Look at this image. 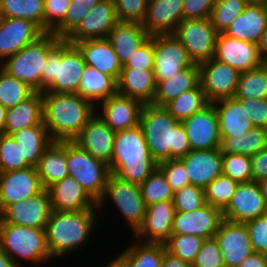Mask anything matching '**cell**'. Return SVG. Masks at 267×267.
Returning a JSON list of instances; mask_svg holds the SVG:
<instances>
[{
    "instance_id": "6da1fadb",
    "label": "cell",
    "mask_w": 267,
    "mask_h": 267,
    "mask_svg": "<svg viewBox=\"0 0 267 267\" xmlns=\"http://www.w3.org/2000/svg\"><path fill=\"white\" fill-rule=\"evenodd\" d=\"M149 152L157 162L181 159L191 151L184 125L164 106H143L139 123Z\"/></svg>"
},
{
    "instance_id": "7a4b0ae2",
    "label": "cell",
    "mask_w": 267,
    "mask_h": 267,
    "mask_svg": "<svg viewBox=\"0 0 267 267\" xmlns=\"http://www.w3.org/2000/svg\"><path fill=\"white\" fill-rule=\"evenodd\" d=\"M98 209L79 211L52 210L45 226L52 260L66 257L86 246L98 225ZM97 212V213H96Z\"/></svg>"
},
{
    "instance_id": "3957f363",
    "label": "cell",
    "mask_w": 267,
    "mask_h": 267,
    "mask_svg": "<svg viewBox=\"0 0 267 267\" xmlns=\"http://www.w3.org/2000/svg\"><path fill=\"white\" fill-rule=\"evenodd\" d=\"M43 124L53 141H73L89 119L96 106L77 93L42 92Z\"/></svg>"
},
{
    "instance_id": "277c9868",
    "label": "cell",
    "mask_w": 267,
    "mask_h": 267,
    "mask_svg": "<svg viewBox=\"0 0 267 267\" xmlns=\"http://www.w3.org/2000/svg\"><path fill=\"white\" fill-rule=\"evenodd\" d=\"M111 173L141 185L157 167L140 125L116 132L113 144Z\"/></svg>"
},
{
    "instance_id": "5b68a950",
    "label": "cell",
    "mask_w": 267,
    "mask_h": 267,
    "mask_svg": "<svg viewBox=\"0 0 267 267\" xmlns=\"http://www.w3.org/2000/svg\"><path fill=\"white\" fill-rule=\"evenodd\" d=\"M85 66L78 47L63 39L48 55L41 92L77 93Z\"/></svg>"
},
{
    "instance_id": "8992f818",
    "label": "cell",
    "mask_w": 267,
    "mask_h": 267,
    "mask_svg": "<svg viewBox=\"0 0 267 267\" xmlns=\"http://www.w3.org/2000/svg\"><path fill=\"white\" fill-rule=\"evenodd\" d=\"M44 229L0 222V248L19 267H25L23 264L26 262L32 263L31 266L47 265L53 260L47 246ZM21 260L24 263H21Z\"/></svg>"
},
{
    "instance_id": "52a82bcc",
    "label": "cell",
    "mask_w": 267,
    "mask_h": 267,
    "mask_svg": "<svg viewBox=\"0 0 267 267\" xmlns=\"http://www.w3.org/2000/svg\"><path fill=\"white\" fill-rule=\"evenodd\" d=\"M53 32H45L36 41L7 58L0 67L9 75L25 82L36 92H41L43 71L49 53L62 41Z\"/></svg>"
},
{
    "instance_id": "ba28073f",
    "label": "cell",
    "mask_w": 267,
    "mask_h": 267,
    "mask_svg": "<svg viewBox=\"0 0 267 267\" xmlns=\"http://www.w3.org/2000/svg\"><path fill=\"white\" fill-rule=\"evenodd\" d=\"M109 201L120 212L119 216L122 215L121 217L126 221V224L129 225L128 228L134 234L143 223L147 210L139 185L121 179L111 173L104 194L97 203V208L100 213V210Z\"/></svg>"
},
{
    "instance_id": "9c48e42d",
    "label": "cell",
    "mask_w": 267,
    "mask_h": 267,
    "mask_svg": "<svg viewBox=\"0 0 267 267\" xmlns=\"http://www.w3.org/2000/svg\"><path fill=\"white\" fill-rule=\"evenodd\" d=\"M67 167L69 176L77 180L88 195L98 203L111 174L110 166L94 158L75 142L67 141Z\"/></svg>"
},
{
    "instance_id": "30bf717a",
    "label": "cell",
    "mask_w": 267,
    "mask_h": 267,
    "mask_svg": "<svg viewBox=\"0 0 267 267\" xmlns=\"http://www.w3.org/2000/svg\"><path fill=\"white\" fill-rule=\"evenodd\" d=\"M217 34L209 18L183 20L173 32L198 65L213 58Z\"/></svg>"
},
{
    "instance_id": "8fae6325",
    "label": "cell",
    "mask_w": 267,
    "mask_h": 267,
    "mask_svg": "<svg viewBox=\"0 0 267 267\" xmlns=\"http://www.w3.org/2000/svg\"><path fill=\"white\" fill-rule=\"evenodd\" d=\"M153 51L156 84L194 64L187 50L173 34L154 35Z\"/></svg>"
},
{
    "instance_id": "7c38bea8",
    "label": "cell",
    "mask_w": 267,
    "mask_h": 267,
    "mask_svg": "<svg viewBox=\"0 0 267 267\" xmlns=\"http://www.w3.org/2000/svg\"><path fill=\"white\" fill-rule=\"evenodd\" d=\"M200 84L210 103L234 97L240 72L215 58L199 64Z\"/></svg>"
},
{
    "instance_id": "4fadbf2b",
    "label": "cell",
    "mask_w": 267,
    "mask_h": 267,
    "mask_svg": "<svg viewBox=\"0 0 267 267\" xmlns=\"http://www.w3.org/2000/svg\"><path fill=\"white\" fill-rule=\"evenodd\" d=\"M225 220L246 223L265 215L267 202L258 182L239 183L228 205L222 210Z\"/></svg>"
},
{
    "instance_id": "5bb4252c",
    "label": "cell",
    "mask_w": 267,
    "mask_h": 267,
    "mask_svg": "<svg viewBox=\"0 0 267 267\" xmlns=\"http://www.w3.org/2000/svg\"><path fill=\"white\" fill-rule=\"evenodd\" d=\"M35 167L0 172V214L9 206L43 190Z\"/></svg>"
},
{
    "instance_id": "9a60e30c",
    "label": "cell",
    "mask_w": 267,
    "mask_h": 267,
    "mask_svg": "<svg viewBox=\"0 0 267 267\" xmlns=\"http://www.w3.org/2000/svg\"><path fill=\"white\" fill-rule=\"evenodd\" d=\"M118 22L113 1L100 0L64 40L75 44L85 40L107 38L109 31Z\"/></svg>"
},
{
    "instance_id": "2e32d148",
    "label": "cell",
    "mask_w": 267,
    "mask_h": 267,
    "mask_svg": "<svg viewBox=\"0 0 267 267\" xmlns=\"http://www.w3.org/2000/svg\"><path fill=\"white\" fill-rule=\"evenodd\" d=\"M223 220V211L210 204L193 211H175L172 234H190L203 239L214 238Z\"/></svg>"
},
{
    "instance_id": "e0dca14e",
    "label": "cell",
    "mask_w": 267,
    "mask_h": 267,
    "mask_svg": "<svg viewBox=\"0 0 267 267\" xmlns=\"http://www.w3.org/2000/svg\"><path fill=\"white\" fill-rule=\"evenodd\" d=\"M213 58L227 63L241 72L260 66L266 60L262 57L258 44L217 34Z\"/></svg>"
},
{
    "instance_id": "ac0fdd59",
    "label": "cell",
    "mask_w": 267,
    "mask_h": 267,
    "mask_svg": "<svg viewBox=\"0 0 267 267\" xmlns=\"http://www.w3.org/2000/svg\"><path fill=\"white\" fill-rule=\"evenodd\" d=\"M52 212L48 189H43L29 199L9 205L1 214L0 222L20 226L45 228Z\"/></svg>"
},
{
    "instance_id": "d6986e66",
    "label": "cell",
    "mask_w": 267,
    "mask_h": 267,
    "mask_svg": "<svg viewBox=\"0 0 267 267\" xmlns=\"http://www.w3.org/2000/svg\"><path fill=\"white\" fill-rule=\"evenodd\" d=\"M184 125L191 150L219 148V118L213 103L181 122Z\"/></svg>"
},
{
    "instance_id": "ffe728a7",
    "label": "cell",
    "mask_w": 267,
    "mask_h": 267,
    "mask_svg": "<svg viewBox=\"0 0 267 267\" xmlns=\"http://www.w3.org/2000/svg\"><path fill=\"white\" fill-rule=\"evenodd\" d=\"M174 214L173 200L147 206L143 223L132 236L140 242L164 244L172 235Z\"/></svg>"
},
{
    "instance_id": "44dd1931",
    "label": "cell",
    "mask_w": 267,
    "mask_h": 267,
    "mask_svg": "<svg viewBox=\"0 0 267 267\" xmlns=\"http://www.w3.org/2000/svg\"><path fill=\"white\" fill-rule=\"evenodd\" d=\"M214 238L219 244L225 267L240 265L254 252L245 223L224 219Z\"/></svg>"
},
{
    "instance_id": "7402d4cb",
    "label": "cell",
    "mask_w": 267,
    "mask_h": 267,
    "mask_svg": "<svg viewBox=\"0 0 267 267\" xmlns=\"http://www.w3.org/2000/svg\"><path fill=\"white\" fill-rule=\"evenodd\" d=\"M115 135L116 132L95 112L73 142L94 158L110 165Z\"/></svg>"
},
{
    "instance_id": "603a6c76",
    "label": "cell",
    "mask_w": 267,
    "mask_h": 267,
    "mask_svg": "<svg viewBox=\"0 0 267 267\" xmlns=\"http://www.w3.org/2000/svg\"><path fill=\"white\" fill-rule=\"evenodd\" d=\"M44 33L33 21L0 17V64Z\"/></svg>"
},
{
    "instance_id": "cb8c5ba5",
    "label": "cell",
    "mask_w": 267,
    "mask_h": 267,
    "mask_svg": "<svg viewBox=\"0 0 267 267\" xmlns=\"http://www.w3.org/2000/svg\"><path fill=\"white\" fill-rule=\"evenodd\" d=\"M143 106L138 100L116 93L99 103L96 112L114 132H118L139 125Z\"/></svg>"
},
{
    "instance_id": "d4e9b609",
    "label": "cell",
    "mask_w": 267,
    "mask_h": 267,
    "mask_svg": "<svg viewBox=\"0 0 267 267\" xmlns=\"http://www.w3.org/2000/svg\"><path fill=\"white\" fill-rule=\"evenodd\" d=\"M183 0H148L142 26L150 36L173 34L183 21Z\"/></svg>"
},
{
    "instance_id": "484cf974",
    "label": "cell",
    "mask_w": 267,
    "mask_h": 267,
    "mask_svg": "<svg viewBox=\"0 0 267 267\" xmlns=\"http://www.w3.org/2000/svg\"><path fill=\"white\" fill-rule=\"evenodd\" d=\"M179 160L185 166L190 184L203 189L222 174V153L219 148L191 150Z\"/></svg>"
},
{
    "instance_id": "4316f807",
    "label": "cell",
    "mask_w": 267,
    "mask_h": 267,
    "mask_svg": "<svg viewBox=\"0 0 267 267\" xmlns=\"http://www.w3.org/2000/svg\"><path fill=\"white\" fill-rule=\"evenodd\" d=\"M52 210L79 211L98 209L97 203L88 195L77 180L66 177L48 188Z\"/></svg>"
},
{
    "instance_id": "83f0119b",
    "label": "cell",
    "mask_w": 267,
    "mask_h": 267,
    "mask_svg": "<svg viewBox=\"0 0 267 267\" xmlns=\"http://www.w3.org/2000/svg\"><path fill=\"white\" fill-rule=\"evenodd\" d=\"M75 45L82 53L86 65L118 80L123 65L107 38L85 40L76 42Z\"/></svg>"
},
{
    "instance_id": "f1b7e54d",
    "label": "cell",
    "mask_w": 267,
    "mask_h": 267,
    "mask_svg": "<svg viewBox=\"0 0 267 267\" xmlns=\"http://www.w3.org/2000/svg\"><path fill=\"white\" fill-rule=\"evenodd\" d=\"M219 118L220 137H242L254 127L240 101L234 97L213 102Z\"/></svg>"
},
{
    "instance_id": "f546056e",
    "label": "cell",
    "mask_w": 267,
    "mask_h": 267,
    "mask_svg": "<svg viewBox=\"0 0 267 267\" xmlns=\"http://www.w3.org/2000/svg\"><path fill=\"white\" fill-rule=\"evenodd\" d=\"M156 92L153 70L122 69L117 80V94L152 104Z\"/></svg>"
},
{
    "instance_id": "4dcf8cb0",
    "label": "cell",
    "mask_w": 267,
    "mask_h": 267,
    "mask_svg": "<svg viewBox=\"0 0 267 267\" xmlns=\"http://www.w3.org/2000/svg\"><path fill=\"white\" fill-rule=\"evenodd\" d=\"M266 27L267 12L264 5L248 4L223 34L258 44Z\"/></svg>"
},
{
    "instance_id": "1f68e13d",
    "label": "cell",
    "mask_w": 267,
    "mask_h": 267,
    "mask_svg": "<svg viewBox=\"0 0 267 267\" xmlns=\"http://www.w3.org/2000/svg\"><path fill=\"white\" fill-rule=\"evenodd\" d=\"M149 37L140 23L118 22L109 31L107 39L123 65Z\"/></svg>"
},
{
    "instance_id": "d6a6232c",
    "label": "cell",
    "mask_w": 267,
    "mask_h": 267,
    "mask_svg": "<svg viewBox=\"0 0 267 267\" xmlns=\"http://www.w3.org/2000/svg\"><path fill=\"white\" fill-rule=\"evenodd\" d=\"M43 188L69 176L67 141H53L44 150L36 167Z\"/></svg>"
},
{
    "instance_id": "836d02e7",
    "label": "cell",
    "mask_w": 267,
    "mask_h": 267,
    "mask_svg": "<svg viewBox=\"0 0 267 267\" xmlns=\"http://www.w3.org/2000/svg\"><path fill=\"white\" fill-rule=\"evenodd\" d=\"M38 125H44L42 92H35L27 100L7 109L5 134L11 135L23 128Z\"/></svg>"
},
{
    "instance_id": "e575fe53",
    "label": "cell",
    "mask_w": 267,
    "mask_h": 267,
    "mask_svg": "<svg viewBox=\"0 0 267 267\" xmlns=\"http://www.w3.org/2000/svg\"><path fill=\"white\" fill-rule=\"evenodd\" d=\"M200 84V70L198 64H193L171 78L156 84V92L152 104L165 106L172 99L185 91L196 88Z\"/></svg>"
},
{
    "instance_id": "d590c367",
    "label": "cell",
    "mask_w": 267,
    "mask_h": 267,
    "mask_svg": "<svg viewBox=\"0 0 267 267\" xmlns=\"http://www.w3.org/2000/svg\"><path fill=\"white\" fill-rule=\"evenodd\" d=\"M117 93V81L110 75L86 65L79 83L77 94L97 106Z\"/></svg>"
},
{
    "instance_id": "8d00e7d4",
    "label": "cell",
    "mask_w": 267,
    "mask_h": 267,
    "mask_svg": "<svg viewBox=\"0 0 267 267\" xmlns=\"http://www.w3.org/2000/svg\"><path fill=\"white\" fill-rule=\"evenodd\" d=\"M11 136L20 145L26 163L35 168L44 150L53 142L45 125L23 128Z\"/></svg>"
},
{
    "instance_id": "74e56055",
    "label": "cell",
    "mask_w": 267,
    "mask_h": 267,
    "mask_svg": "<svg viewBox=\"0 0 267 267\" xmlns=\"http://www.w3.org/2000/svg\"><path fill=\"white\" fill-rule=\"evenodd\" d=\"M117 256L125 267H162L165 245L161 243H144L134 238L133 242Z\"/></svg>"
},
{
    "instance_id": "f35d334b",
    "label": "cell",
    "mask_w": 267,
    "mask_h": 267,
    "mask_svg": "<svg viewBox=\"0 0 267 267\" xmlns=\"http://www.w3.org/2000/svg\"><path fill=\"white\" fill-rule=\"evenodd\" d=\"M219 150L222 154H242L251 157L267 148V129H249L242 137H220Z\"/></svg>"
},
{
    "instance_id": "ab89813d",
    "label": "cell",
    "mask_w": 267,
    "mask_h": 267,
    "mask_svg": "<svg viewBox=\"0 0 267 267\" xmlns=\"http://www.w3.org/2000/svg\"><path fill=\"white\" fill-rule=\"evenodd\" d=\"M234 98L267 99V61L256 68L240 73Z\"/></svg>"
},
{
    "instance_id": "60d3db41",
    "label": "cell",
    "mask_w": 267,
    "mask_h": 267,
    "mask_svg": "<svg viewBox=\"0 0 267 267\" xmlns=\"http://www.w3.org/2000/svg\"><path fill=\"white\" fill-rule=\"evenodd\" d=\"M209 103L201 84H199L196 88L185 91L177 98L172 99L164 107L177 121L182 122L205 108Z\"/></svg>"
},
{
    "instance_id": "b9f144b4",
    "label": "cell",
    "mask_w": 267,
    "mask_h": 267,
    "mask_svg": "<svg viewBox=\"0 0 267 267\" xmlns=\"http://www.w3.org/2000/svg\"><path fill=\"white\" fill-rule=\"evenodd\" d=\"M0 17L27 19L44 31V0H0Z\"/></svg>"
},
{
    "instance_id": "7bdbcfd3",
    "label": "cell",
    "mask_w": 267,
    "mask_h": 267,
    "mask_svg": "<svg viewBox=\"0 0 267 267\" xmlns=\"http://www.w3.org/2000/svg\"><path fill=\"white\" fill-rule=\"evenodd\" d=\"M35 92L25 82L9 75L0 67V104L3 107L13 108L30 98Z\"/></svg>"
},
{
    "instance_id": "ee69618b",
    "label": "cell",
    "mask_w": 267,
    "mask_h": 267,
    "mask_svg": "<svg viewBox=\"0 0 267 267\" xmlns=\"http://www.w3.org/2000/svg\"><path fill=\"white\" fill-rule=\"evenodd\" d=\"M247 5L245 0H217L209 17L217 33H223Z\"/></svg>"
},
{
    "instance_id": "f6af8a7d",
    "label": "cell",
    "mask_w": 267,
    "mask_h": 267,
    "mask_svg": "<svg viewBox=\"0 0 267 267\" xmlns=\"http://www.w3.org/2000/svg\"><path fill=\"white\" fill-rule=\"evenodd\" d=\"M139 187L146 206L160 201L173 200L174 192L158 167Z\"/></svg>"
},
{
    "instance_id": "bcb514c9",
    "label": "cell",
    "mask_w": 267,
    "mask_h": 267,
    "mask_svg": "<svg viewBox=\"0 0 267 267\" xmlns=\"http://www.w3.org/2000/svg\"><path fill=\"white\" fill-rule=\"evenodd\" d=\"M204 240L190 234H172L164 245L170 254L192 265Z\"/></svg>"
},
{
    "instance_id": "7dc6e473",
    "label": "cell",
    "mask_w": 267,
    "mask_h": 267,
    "mask_svg": "<svg viewBox=\"0 0 267 267\" xmlns=\"http://www.w3.org/2000/svg\"><path fill=\"white\" fill-rule=\"evenodd\" d=\"M239 182L224 174L216 177L205 190L206 203L223 210L230 202Z\"/></svg>"
},
{
    "instance_id": "c3c4849f",
    "label": "cell",
    "mask_w": 267,
    "mask_h": 267,
    "mask_svg": "<svg viewBox=\"0 0 267 267\" xmlns=\"http://www.w3.org/2000/svg\"><path fill=\"white\" fill-rule=\"evenodd\" d=\"M99 1L71 0L65 19L52 32L58 38L65 39Z\"/></svg>"
},
{
    "instance_id": "681fc988",
    "label": "cell",
    "mask_w": 267,
    "mask_h": 267,
    "mask_svg": "<svg viewBox=\"0 0 267 267\" xmlns=\"http://www.w3.org/2000/svg\"><path fill=\"white\" fill-rule=\"evenodd\" d=\"M30 167L24 157L20 145L9 134L0 135V172H8Z\"/></svg>"
},
{
    "instance_id": "f907efd6",
    "label": "cell",
    "mask_w": 267,
    "mask_h": 267,
    "mask_svg": "<svg viewBox=\"0 0 267 267\" xmlns=\"http://www.w3.org/2000/svg\"><path fill=\"white\" fill-rule=\"evenodd\" d=\"M222 174L239 183L253 181L250 157L242 154H222Z\"/></svg>"
},
{
    "instance_id": "816d5d0a",
    "label": "cell",
    "mask_w": 267,
    "mask_h": 267,
    "mask_svg": "<svg viewBox=\"0 0 267 267\" xmlns=\"http://www.w3.org/2000/svg\"><path fill=\"white\" fill-rule=\"evenodd\" d=\"M175 211L187 212L203 207L206 203L205 190L192 184L174 192Z\"/></svg>"
},
{
    "instance_id": "f5cc1de1",
    "label": "cell",
    "mask_w": 267,
    "mask_h": 267,
    "mask_svg": "<svg viewBox=\"0 0 267 267\" xmlns=\"http://www.w3.org/2000/svg\"><path fill=\"white\" fill-rule=\"evenodd\" d=\"M119 22L143 23L148 0H112Z\"/></svg>"
},
{
    "instance_id": "db71d44e",
    "label": "cell",
    "mask_w": 267,
    "mask_h": 267,
    "mask_svg": "<svg viewBox=\"0 0 267 267\" xmlns=\"http://www.w3.org/2000/svg\"><path fill=\"white\" fill-rule=\"evenodd\" d=\"M157 167L162 171L173 192L190 184L185 166L179 159H169L159 162L157 163Z\"/></svg>"
},
{
    "instance_id": "11a10c76",
    "label": "cell",
    "mask_w": 267,
    "mask_h": 267,
    "mask_svg": "<svg viewBox=\"0 0 267 267\" xmlns=\"http://www.w3.org/2000/svg\"><path fill=\"white\" fill-rule=\"evenodd\" d=\"M192 267H225L222 252L215 238L203 241Z\"/></svg>"
},
{
    "instance_id": "9f6ffc18",
    "label": "cell",
    "mask_w": 267,
    "mask_h": 267,
    "mask_svg": "<svg viewBox=\"0 0 267 267\" xmlns=\"http://www.w3.org/2000/svg\"><path fill=\"white\" fill-rule=\"evenodd\" d=\"M71 0H44V32H52L64 19Z\"/></svg>"
},
{
    "instance_id": "6f0895ef",
    "label": "cell",
    "mask_w": 267,
    "mask_h": 267,
    "mask_svg": "<svg viewBox=\"0 0 267 267\" xmlns=\"http://www.w3.org/2000/svg\"><path fill=\"white\" fill-rule=\"evenodd\" d=\"M153 36H150L123 64L122 69L153 70Z\"/></svg>"
},
{
    "instance_id": "680465c9",
    "label": "cell",
    "mask_w": 267,
    "mask_h": 267,
    "mask_svg": "<svg viewBox=\"0 0 267 267\" xmlns=\"http://www.w3.org/2000/svg\"><path fill=\"white\" fill-rule=\"evenodd\" d=\"M254 252L267 254V214L245 223Z\"/></svg>"
},
{
    "instance_id": "91938a15",
    "label": "cell",
    "mask_w": 267,
    "mask_h": 267,
    "mask_svg": "<svg viewBox=\"0 0 267 267\" xmlns=\"http://www.w3.org/2000/svg\"><path fill=\"white\" fill-rule=\"evenodd\" d=\"M256 127L267 129V99H238Z\"/></svg>"
},
{
    "instance_id": "94428289",
    "label": "cell",
    "mask_w": 267,
    "mask_h": 267,
    "mask_svg": "<svg viewBox=\"0 0 267 267\" xmlns=\"http://www.w3.org/2000/svg\"><path fill=\"white\" fill-rule=\"evenodd\" d=\"M217 0H183V20L209 18Z\"/></svg>"
},
{
    "instance_id": "6125c7cd",
    "label": "cell",
    "mask_w": 267,
    "mask_h": 267,
    "mask_svg": "<svg viewBox=\"0 0 267 267\" xmlns=\"http://www.w3.org/2000/svg\"><path fill=\"white\" fill-rule=\"evenodd\" d=\"M253 181L259 182L267 178V148L250 157Z\"/></svg>"
},
{
    "instance_id": "be15d7a7",
    "label": "cell",
    "mask_w": 267,
    "mask_h": 267,
    "mask_svg": "<svg viewBox=\"0 0 267 267\" xmlns=\"http://www.w3.org/2000/svg\"><path fill=\"white\" fill-rule=\"evenodd\" d=\"M235 267H267V254L253 252Z\"/></svg>"
},
{
    "instance_id": "e7e4bbea",
    "label": "cell",
    "mask_w": 267,
    "mask_h": 267,
    "mask_svg": "<svg viewBox=\"0 0 267 267\" xmlns=\"http://www.w3.org/2000/svg\"><path fill=\"white\" fill-rule=\"evenodd\" d=\"M162 267H192V265L184 262L179 257L170 254L168 251H165L162 260Z\"/></svg>"
},
{
    "instance_id": "03108f58",
    "label": "cell",
    "mask_w": 267,
    "mask_h": 267,
    "mask_svg": "<svg viewBox=\"0 0 267 267\" xmlns=\"http://www.w3.org/2000/svg\"><path fill=\"white\" fill-rule=\"evenodd\" d=\"M258 47L262 57L267 61V27L261 35V38L258 42Z\"/></svg>"
},
{
    "instance_id": "003e7915",
    "label": "cell",
    "mask_w": 267,
    "mask_h": 267,
    "mask_svg": "<svg viewBox=\"0 0 267 267\" xmlns=\"http://www.w3.org/2000/svg\"><path fill=\"white\" fill-rule=\"evenodd\" d=\"M0 267H19V266L0 248Z\"/></svg>"
},
{
    "instance_id": "a7ac6f4b",
    "label": "cell",
    "mask_w": 267,
    "mask_h": 267,
    "mask_svg": "<svg viewBox=\"0 0 267 267\" xmlns=\"http://www.w3.org/2000/svg\"><path fill=\"white\" fill-rule=\"evenodd\" d=\"M7 109L0 104V135L5 134V119Z\"/></svg>"
},
{
    "instance_id": "89a4df30",
    "label": "cell",
    "mask_w": 267,
    "mask_h": 267,
    "mask_svg": "<svg viewBox=\"0 0 267 267\" xmlns=\"http://www.w3.org/2000/svg\"><path fill=\"white\" fill-rule=\"evenodd\" d=\"M110 260V262H106L107 264L104 266L102 265V267H125L124 262L118 256Z\"/></svg>"
},
{
    "instance_id": "2644e50d",
    "label": "cell",
    "mask_w": 267,
    "mask_h": 267,
    "mask_svg": "<svg viewBox=\"0 0 267 267\" xmlns=\"http://www.w3.org/2000/svg\"><path fill=\"white\" fill-rule=\"evenodd\" d=\"M258 183L260 185L262 195L267 202V178L260 180Z\"/></svg>"
},
{
    "instance_id": "8c879c8a",
    "label": "cell",
    "mask_w": 267,
    "mask_h": 267,
    "mask_svg": "<svg viewBox=\"0 0 267 267\" xmlns=\"http://www.w3.org/2000/svg\"><path fill=\"white\" fill-rule=\"evenodd\" d=\"M247 4L264 5L266 0H245Z\"/></svg>"
},
{
    "instance_id": "753ad0ef",
    "label": "cell",
    "mask_w": 267,
    "mask_h": 267,
    "mask_svg": "<svg viewBox=\"0 0 267 267\" xmlns=\"http://www.w3.org/2000/svg\"><path fill=\"white\" fill-rule=\"evenodd\" d=\"M264 7H265V10H266V12H267V0H266L265 3H264Z\"/></svg>"
}]
</instances>
